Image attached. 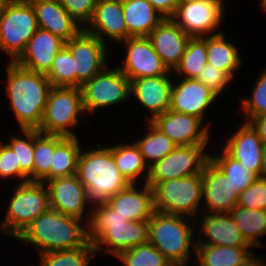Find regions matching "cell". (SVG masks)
<instances>
[{
  "label": "cell",
  "instance_id": "obj_1",
  "mask_svg": "<svg viewBox=\"0 0 266 266\" xmlns=\"http://www.w3.org/2000/svg\"><path fill=\"white\" fill-rule=\"evenodd\" d=\"M97 210L87 218V237L95 252L105 245L116 257L125 250L148 242L149 220L129 221L105 201L96 202ZM101 245V246H100Z\"/></svg>",
  "mask_w": 266,
  "mask_h": 266
},
{
  "label": "cell",
  "instance_id": "obj_2",
  "mask_svg": "<svg viewBox=\"0 0 266 266\" xmlns=\"http://www.w3.org/2000/svg\"><path fill=\"white\" fill-rule=\"evenodd\" d=\"M7 93L21 129H37L52 85L43 73L27 70L15 62L7 65Z\"/></svg>",
  "mask_w": 266,
  "mask_h": 266
},
{
  "label": "cell",
  "instance_id": "obj_3",
  "mask_svg": "<svg viewBox=\"0 0 266 266\" xmlns=\"http://www.w3.org/2000/svg\"><path fill=\"white\" fill-rule=\"evenodd\" d=\"M80 219L49 208L32 221L16 238L38 247L39 254L82 247L87 230L80 227Z\"/></svg>",
  "mask_w": 266,
  "mask_h": 266
},
{
  "label": "cell",
  "instance_id": "obj_4",
  "mask_svg": "<svg viewBox=\"0 0 266 266\" xmlns=\"http://www.w3.org/2000/svg\"><path fill=\"white\" fill-rule=\"evenodd\" d=\"M97 145L95 150H81L76 173L94 204L106 201L130 184L119 172L111 147Z\"/></svg>",
  "mask_w": 266,
  "mask_h": 266
},
{
  "label": "cell",
  "instance_id": "obj_5",
  "mask_svg": "<svg viewBox=\"0 0 266 266\" xmlns=\"http://www.w3.org/2000/svg\"><path fill=\"white\" fill-rule=\"evenodd\" d=\"M184 216L155 211L149 219L148 242L155 246L174 266H187L193 227Z\"/></svg>",
  "mask_w": 266,
  "mask_h": 266
},
{
  "label": "cell",
  "instance_id": "obj_6",
  "mask_svg": "<svg viewBox=\"0 0 266 266\" xmlns=\"http://www.w3.org/2000/svg\"><path fill=\"white\" fill-rule=\"evenodd\" d=\"M34 7L29 0H10L0 17V49L14 62L38 29Z\"/></svg>",
  "mask_w": 266,
  "mask_h": 266
},
{
  "label": "cell",
  "instance_id": "obj_7",
  "mask_svg": "<svg viewBox=\"0 0 266 266\" xmlns=\"http://www.w3.org/2000/svg\"><path fill=\"white\" fill-rule=\"evenodd\" d=\"M82 112L84 109L80 88L53 86L37 130L47 135L76 137L68 127L77 125V116Z\"/></svg>",
  "mask_w": 266,
  "mask_h": 266
},
{
  "label": "cell",
  "instance_id": "obj_8",
  "mask_svg": "<svg viewBox=\"0 0 266 266\" xmlns=\"http://www.w3.org/2000/svg\"><path fill=\"white\" fill-rule=\"evenodd\" d=\"M49 208L48 189L43 182L19 183L3 222V232L16 239L32 221Z\"/></svg>",
  "mask_w": 266,
  "mask_h": 266
},
{
  "label": "cell",
  "instance_id": "obj_9",
  "mask_svg": "<svg viewBox=\"0 0 266 266\" xmlns=\"http://www.w3.org/2000/svg\"><path fill=\"white\" fill-rule=\"evenodd\" d=\"M202 184V173L158 183L153 188L155 211L192 217L203 198Z\"/></svg>",
  "mask_w": 266,
  "mask_h": 266
},
{
  "label": "cell",
  "instance_id": "obj_10",
  "mask_svg": "<svg viewBox=\"0 0 266 266\" xmlns=\"http://www.w3.org/2000/svg\"><path fill=\"white\" fill-rule=\"evenodd\" d=\"M205 146H177L163 159L149 166V176L145 182L153 189L164 180L201 174L210 160V155L203 154Z\"/></svg>",
  "mask_w": 266,
  "mask_h": 266
},
{
  "label": "cell",
  "instance_id": "obj_11",
  "mask_svg": "<svg viewBox=\"0 0 266 266\" xmlns=\"http://www.w3.org/2000/svg\"><path fill=\"white\" fill-rule=\"evenodd\" d=\"M84 111L95 112L101 107L126 100L130 96V80L119 69H103L80 87Z\"/></svg>",
  "mask_w": 266,
  "mask_h": 266
},
{
  "label": "cell",
  "instance_id": "obj_12",
  "mask_svg": "<svg viewBox=\"0 0 266 266\" xmlns=\"http://www.w3.org/2000/svg\"><path fill=\"white\" fill-rule=\"evenodd\" d=\"M65 45L73 55L76 87L80 88L105 68L106 44L84 28Z\"/></svg>",
  "mask_w": 266,
  "mask_h": 266
},
{
  "label": "cell",
  "instance_id": "obj_13",
  "mask_svg": "<svg viewBox=\"0 0 266 266\" xmlns=\"http://www.w3.org/2000/svg\"><path fill=\"white\" fill-rule=\"evenodd\" d=\"M223 11V5L215 0H197L178 4L171 19L190 37H203L219 26Z\"/></svg>",
  "mask_w": 266,
  "mask_h": 266
},
{
  "label": "cell",
  "instance_id": "obj_14",
  "mask_svg": "<svg viewBox=\"0 0 266 266\" xmlns=\"http://www.w3.org/2000/svg\"><path fill=\"white\" fill-rule=\"evenodd\" d=\"M126 59L123 67L119 69L134 80L138 78L169 75L168 68L163 64L155 52L148 37H129L126 39Z\"/></svg>",
  "mask_w": 266,
  "mask_h": 266
},
{
  "label": "cell",
  "instance_id": "obj_15",
  "mask_svg": "<svg viewBox=\"0 0 266 266\" xmlns=\"http://www.w3.org/2000/svg\"><path fill=\"white\" fill-rule=\"evenodd\" d=\"M177 146L206 145L208 125L200 129L202 120L196 116L167 110L150 121Z\"/></svg>",
  "mask_w": 266,
  "mask_h": 266
},
{
  "label": "cell",
  "instance_id": "obj_16",
  "mask_svg": "<svg viewBox=\"0 0 266 266\" xmlns=\"http://www.w3.org/2000/svg\"><path fill=\"white\" fill-rule=\"evenodd\" d=\"M44 184L48 189L50 208L81 220L89 196L77 174L54 178Z\"/></svg>",
  "mask_w": 266,
  "mask_h": 266
},
{
  "label": "cell",
  "instance_id": "obj_17",
  "mask_svg": "<svg viewBox=\"0 0 266 266\" xmlns=\"http://www.w3.org/2000/svg\"><path fill=\"white\" fill-rule=\"evenodd\" d=\"M202 197L210 213H231L237 206L239 191L210 160L202 172Z\"/></svg>",
  "mask_w": 266,
  "mask_h": 266
},
{
  "label": "cell",
  "instance_id": "obj_18",
  "mask_svg": "<svg viewBox=\"0 0 266 266\" xmlns=\"http://www.w3.org/2000/svg\"><path fill=\"white\" fill-rule=\"evenodd\" d=\"M190 38L171 18H164L148 36L155 52L169 71L181 62Z\"/></svg>",
  "mask_w": 266,
  "mask_h": 266
},
{
  "label": "cell",
  "instance_id": "obj_19",
  "mask_svg": "<svg viewBox=\"0 0 266 266\" xmlns=\"http://www.w3.org/2000/svg\"><path fill=\"white\" fill-rule=\"evenodd\" d=\"M64 44L58 36L38 28L26 44L25 50L14 62L27 70L46 74Z\"/></svg>",
  "mask_w": 266,
  "mask_h": 266
},
{
  "label": "cell",
  "instance_id": "obj_20",
  "mask_svg": "<svg viewBox=\"0 0 266 266\" xmlns=\"http://www.w3.org/2000/svg\"><path fill=\"white\" fill-rule=\"evenodd\" d=\"M216 97L212 90L196 78H183L175 87L172 85L169 109L203 120L205 109Z\"/></svg>",
  "mask_w": 266,
  "mask_h": 266
},
{
  "label": "cell",
  "instance_id": "obj_21",
  "mask_svg": "<svg viewBox=\"0 0 266 266\" xmlns=\"http://www.w3.org/2000/svg\"><path fill=\"white\" fill-rule=\"evenodd\" d=\"M223 150L259 177L265 144L249 123L229 137Z\"/></svg>",
  "mask_w": 266,
  "mask_h": 266
},
{
  "label": "cell",
  "instance_id": "obj_22",
  "mask_svg": "<svg viewBox=\"0 0 266 266\" xmlns=\"http://www.w3.org/2000/svg\"><path fill=\"white\" fill-rule=\"evenodd\" d=\"M143 185L141 192L129 184L105 202L129 221L149 220L155 212L154 191L147 183Z\"/></svg>",
  "mask_w": 266,
  "mask_h": 266
},
{
  "label": "cell",
  "instance_id": "obj_23",
  "mask_svg": "<svg viewBox=\"0 0 266 266\" xmlns=\"http://www.w3.org/2000/svg\"><path fill=\"white\" fill-rule=\"evenodd\" d=\"M168 77V75H161L130 81V95L150 110L152 114L150 121L169 110L173 84Z\"/></svg>",
  "mask_w": 266,
  "mask_h": 266
},
{
  "label": "cell",
  "instance_id": "obj_24",
  "mask_svg": "<svg viewBox=\"0 0 266 266\" xmlns=\"http://www.w3.org/2000/svg\"><path fill=\"white\" fill-rule=\"evenodd\" d=\"M34 7L38 27L58 36L65 43L83 28L63 8L59 0H29Z\"/></svg>",
  "mask_w": 266,
  "mask_h": 266
},
{
  "label": "cell",
  "instance_id": "obj_25",
  "mask_svg": "<svg viewBox=\"0 0 266 266\" xmlns=\"http://www.w3.org/2000/svg\"><path fill=\"white\" fill-rule=\"evenodd\" d=\"M89 23L93 28L85 27L84 29L101 41H104V34L118 41L127 39L122 0H97L92 20Z\"/></svg>",
  "mask_w": 266,
  "mask_h": 266
},
{
  "label": "cell",
  "instance_id": "obj_26",
  "mask_svg": "<svg viewBox=\"0 0 266 266\" xmlns=\"http://www.w3.org/2000/svg\"><path fill=\"white\" fill-rule=\"evenodd\" d=\"M202 231L209 241L197 244H209L231 247H252L243 238L230 213H208L202 221Z\"/></svg>",
  "mask_w": 266,
  "mask_h": 266
},
{
  "label": "cell",
  "instance_id": "obj_27",
  "mask_svg": "<svg viewBox=\"0 0 266 266\" xmlns=\"http://www.w3.org/2000/svg\"><path fill=\"white\" fill-rule=\"evenodd\" d=\"M122 6L127 27V39L129 37H148L164 19L148 0H122Z\"/></svg>",
  "mask_w": 266,
  "mask_h": 266
},
{
  "label": "cell",
  "instance_id": "obj_28",
  "mask_svg": "<svg viewBox=\"0 0 266 266\" xmlns=\"http://www.w3.org/2000/svg\"><path fill=\"white\" fill-rule=\"evenodd\" d=\"M80 153L77 137L55 135V149L50 172L40 182L45 183L54 178L76 174Z\"/></svg>",
  "mask_w": 266,
  "mask_h": 266
},
{
  "label": "cell",
  "instance_id": "obj_29",
  "mask_svg": "<svg viewBox=\"0 0 266 266\" xmlns=\"http://www.w3.org/2000/svg\"><path fill=\"white\" fill-rule=\"evenodd\" d=\"M200 266H242L252 254L249 247L193 245Z\"/></svg>",
  "mask_w": 266,
  "mask_h": 266
},
{
  "label": "cell",
  "instance_id": "obj_30",
  "mask_svg": "<svg viewBox=\"0 0 266 266\" xmlns=\"http://www.w3.org/2000/svg\"><path fill=\"white\" fill-rule=\"evenodd\" d=\"M207 37V63L224 71L231 79L240 66L241 59L237 48L225 41L222 33L211 34Z\"/></svg>",
  "mask_w": 266,
  "mask_h": 266
},
{
  "label": "cell",
  "instance_id": "obj_31",
  "mask_svg": "<svg viewBox=\"0 0 266 266\" xmlns=\"http://www.w3.org/2000/svg\"><path fill=\"white\" fill-rule=\"evenodd\" d=\"M116 166L119 172L128 180L130 184H134L138 176L147 170V179L149 176V166L140 152L139 147L134 143L131 145H115L111 147ZM147 166V167H146Z\"/></svg>",
  "mask_w": 266,
  "mask_h": 266
},
{
  "label": "cell",
  "instance_id": "obj_32",
  "mask_svg": "<svg viewBox=\"0 0 266 266\" xmlns=\"http://www.w3.org/2000/svg\"><path fill=\"white\" fill-rule=\"evenodd\" d=\"M230 214L246 242L250 246H260L257 236L266 233V211L236 206Z\"/></svg>",
  "mask_w": 266,
  "mask_h": 266
},
{
  "label": "cell",
  "instance_id": "obj_33",
  "mask_svg": "<svg viewBox=\"0 0 266 266\" xmlns=\"http://www.w3.org/2000/svg\"><path fill=\"white\" fill-rule=\"evenodd\" d=\"M207 64V38L191 37L185 53L175 71L185 73V78H197Z\"/></svg>",
  "mask_w": 266,
  "mask_h": 266
},
{
  "label": "cell",
  "instance_id": "obj_34",
  "mask_svg": "<svg viewBox=\"0 0 266 266\" xmlns=\"http://www.w3.org/2000/svg\"><path fill=\"white\" fill-rule=\"evenodd\" d=\"M95 249L88 240L82 247L71 250H57L40 254V266H88L95 255ZM90 255V257H89Z\"/></svg>",
  "mask_w": 266,
  "mask_h": 266
},
{
  "label": "cell",
  "instance_id": "obj_35",
  "mask_svg": "<svg viewBox=\"0 0 266 266\" xmlns=\"http://www.w3.org/2000/svg\"><path fill=\"white\" fill-rule=\"evenodd\" d=\"M150 131L141 140L136 141V145L139 147L140 152L145 160L156 161L163 159L167 154L174 150L177 145L164 133H162L157 127L150 122Z\"/></svg>",
  "mask_w": 266,
  "mask_h": 266
},
{
  "label": "cell",
  "instance_id": "obj_36",
  "mask_svg": "<svg viewBox=\"0 0 266 266\" xmlns=\"http://www.w3.org/2000/svg\"><path fill=\"white\" fill-rule=\"evenodd\" d=\"M54 149L55 135L43 134L34 129L33 181L40 182L50 172Z\"/></svg>",
  "mask_w": 266,
  "mask_h": 266
},
{
  "label": "cell",
  "instance_id": "obj_37",
  "mask_svg": "<svg viewBox=\"0 0 266 266\" xmlns=\"http://www.w3.org/2000/svg\"><path fill=\"white\" fill-rule=\"evenodd\" d=\"M45 76L52 86L76 87L73 55L65 44L54 57L52 66Z\"/></svg>",
  "mask_w": 266,
  "mask_h": 266
},
{
  "label": "cell",
  "instance_id": "obj_38",
  "mask_svg": "<svg viewBox=\"0 0 266 266\" xmlns=\"http://www.w3.org/2000/svg\"><path fill=\"white\" fill-rule=\"evenodd\" d=\"M210 161L229 178L239 193L250 187L258 178L254 173L242 166L239 161L230 157L224 150L221 157H211L210 155Z\"/></svg>",
  "mask_w": 266,
  "mask_h": 266
},
{
  "label": "cell",
  "instance_id": "obj_39",
  "mask_svg": "<svg viewBox=\"0 0 266 266\" xmlns=\"http://www.w3.org/2000/svg\"><path fill=\"white\" fill-rule=\"evenodd\" d=\"M117 257L126 266H174L150 242L122 251Z\"/></svg>",
  "mask_w": 266,
  "mask_h": 266
},
{
  "label": "cell",
  "instance_id": "obj_40",
  "mask_svg": "<svg viewBox=\"0 0 266 266\" xmlns=\"http://www.w3.org/2000/svg\"><path fill=\"white\" fill-rule=\"evenodd\" d=\"M26 140L12 137L11 143L7 144L16 153L17 165H20L21 183L33 181V154H34V129H21ZM32 176V177H31Z\"/></svg>",
  "mask_w": 266,
  "mask_h": 266
},
{
  "label": "cell",
  "instance_id": "obj_41",
  "mask_svg": "<svg viewBox=\"0 0 266 266\" xmlns=\"http://www.w3.org/2000/svg\"><path fill=\"white\" fill-rule=\"evenodd\" d=\"M237 206L266 211V179L258 177L250 187L239 193Z\"/></svg>",
  "mask_w": 266,
  "mask_h": 266
},
{
  "label": "cell",
  "instance_id": "obj_42",
  "mask_svg": "<svg viewBox=\"0 0 266 266\" xmlns=\"http://www.w3.org/2000/svg\"><path fill=\"white\" fill-rule=\"evenodd\" d=\"M251 100L244 99L242 101V107L249 119L245 122H249L252 118L262 115L266 112V71L261 74L260 78L256 82Z\"/></svg>",
  "mask_w": 266,
  "mask_h": 266
},
{
  "label": "cell",
  "instance_id": "obj_43",
  "mask_svg": "<svg viewBox=\"0 0 266 266\" xmlns=\"http://www.w3.org/2000/svg\"><path fill=\"white\" fill-rule=\"evenodd\" d=\"M63 8L79 24H88L93 17L97 0H59Z\"/></svg>",
  "mask_w": 266,
  "mask_h": 266
},
{
  "label": "cell",
  "instance_id": "obj_44",
  "mask_svg": "<svg viewBox=\"0 0 266 266\" xmlns=\"http://www.w3.org/2000/svg\"><path fill=\"white\" fill-rule=\"evenodd\" d=\"M218 95L224 87L232 80L224 71L219 70L213 65L206 64L203 71L196 78Z\"/></svg>",
  "mask_w": 266,
  "mask_h": 266
},
{
  "label": "cell",
  "instance_id": "obj_45",
  "mask_svg": "<svg viewBox=\"0 0 266 266\" xmlns=\"http://www.w3.org/2000/svg\"><path fill=\"white\" fill-rule=\"evenodd\" d=\"M10 176L20 177V165H17L15 151L0 143V178Z\"/></svg>",
  "mask_w": 266,
  "mask_h": 266
},
{
  "label": "cell",
  "instance_id": "obj_46",
  "mask_svg": "<svg viewBox=\"0 0 266 266\" xmlns=\"http://www.w3.org/2000/svg\"><path fill=\"white\" fill-rule=\"evenodd\" d=\"M164 18H171L178 6V0H148Z\"/></svg>",
  "mask_w": 266,
  "mask_h": 266
},
{
  "label": "cell",
  "instance_id": "obj_47",
  "mask_svg": "<svg viewBox=\"0 0 266 266\" xmlns=\"http://www.w3.org/2000/svg\"><path fill=\"white\" fill-rule=\"evenodd\" d=\"M248 123L257 132L262 142L266 145V112L252 118Z\"/></svg>",
  "mask_w": 266,
  "mask_h": 266
},
{
  "label": "cell",
  "instance_id": "obj_48",
  "mask_svg": "<svg viewBox=\"0 0 266 266\" xmlns=\"http://www.w3.org/2000/svg\"><path fill=\"white\" fill-rule=\"evenodd\" d=\"M252 253L242 266H265L263 260L257 259Z\"/></svg>",
  "mask_w": 266,
  "mask_h": 266
},
{
  "label": "cell",
  "instance_id": "obj_49",
  "mask_svg": "<svg viewBox=\"0 0 266 266\" xmlns=\"http://www.w3.org/2000/svg\"><path fill=\"white\" fill-rule=\"evenodd\" d=\"M259 178L266 179V145H265V150L263 154Z\"/></svg>",
  "mask_w": 266,
  "mask_h": 266
},
{
  "label": "cell",
  "instance_id": "obj_50",
  "mask_svg": "<svg viewBox=\"0 0 266 266\" xmlns=\"http://www.w3.org/2000/svg\"><path fill=\"white\" fill-rule=\"evenodd\" d=\"M10 0H0V17L2 16L5 6Z\"/></svg>",
  "mask_w": 266,
  "mask_h": 266
},
{
  "label": "cell",
  "instance_id": "obj_51",
  "mask_svg": "<svg viewBox=\"0 0 266 266\" xmlns=\"http://www.w3.org/2000/svg\"><path fill=\"white\" fill-rule=\"evenodd\" d=\"M192 1H197V0H178V4H185V3H189Z\"/></svg>",
  "mask_w": 266,
  "mask_h": 266
},
{
  "label": "cell",
  "instance_id": "obj_52",
  "mask_svg": "<svg viewBox=\"0 0 266 266\" xmlns=\"http://www.w3.org/2000/svg\"><path fill=\"white\" fill-rule=\"evenodd\" d=\"M261 3H262V7H264L266 9V0H261Z\"/></svg>",
  "mask_w": 266,
  "mask_h": 266
},
{
  "label": "cell",
  "instance_id": "obj_53",
  "mask_svg": "<svg viewBox=\"0 0 266 266\" xmlns=\"http://www.w3.org/2000/svg\"><path fill=\"white\" fill-rule=\"evenodd\" d=\"M215 1H217V2H219L221 5H223V3H222L223 0H215Z\"/></svg>",
  "mask_w": 266,
  "mask_h": 266
}]
</instances>
